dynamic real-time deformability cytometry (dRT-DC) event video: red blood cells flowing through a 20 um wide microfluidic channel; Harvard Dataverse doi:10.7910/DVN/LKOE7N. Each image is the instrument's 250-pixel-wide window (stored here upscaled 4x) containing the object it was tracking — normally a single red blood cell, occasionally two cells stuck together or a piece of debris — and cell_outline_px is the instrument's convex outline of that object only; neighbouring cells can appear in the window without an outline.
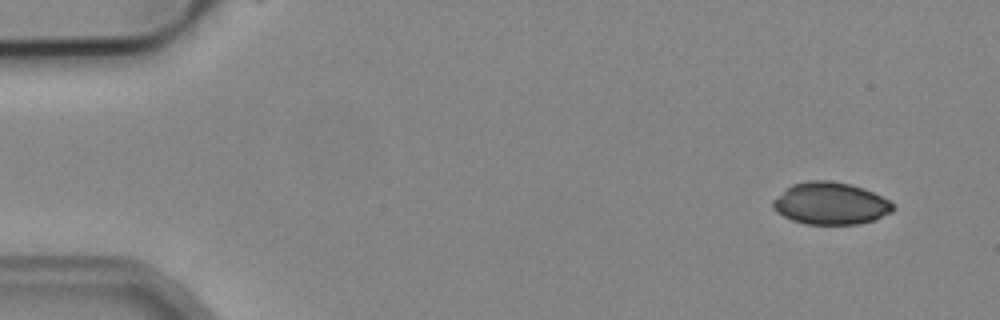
{"species": "common noctule bat (a hibernating species)", "species_latin": "Nyctalus noctula", "temperature_condition": "cold", "stored_images_in_passage": 3, "camera_frame_rate_fps": 3000, "um_per_image_px": 0.085, "animal": {"sex": "male", "body_mass_g": 19.2, "forearm_length_mm": 51.8}, "frame": {"image": 1, "passage_image": 1, "time_ms": 0.0, "image_size_px": [1000, 320], "cell_outline_px": [[896, 208], [892, 212], [872, 220], [856, 224], [804, 224], [792, 220], [776, 212], [772, 208], [772, 200], [784, 188], [792, 184], [808, 180], [828, 180], [848, 184], [864, 188], [888, 200]], "centroid_in_image_um": [70.54, 17.28], "position_along_channel_um": 14.5, "area_um2": 29.54}}